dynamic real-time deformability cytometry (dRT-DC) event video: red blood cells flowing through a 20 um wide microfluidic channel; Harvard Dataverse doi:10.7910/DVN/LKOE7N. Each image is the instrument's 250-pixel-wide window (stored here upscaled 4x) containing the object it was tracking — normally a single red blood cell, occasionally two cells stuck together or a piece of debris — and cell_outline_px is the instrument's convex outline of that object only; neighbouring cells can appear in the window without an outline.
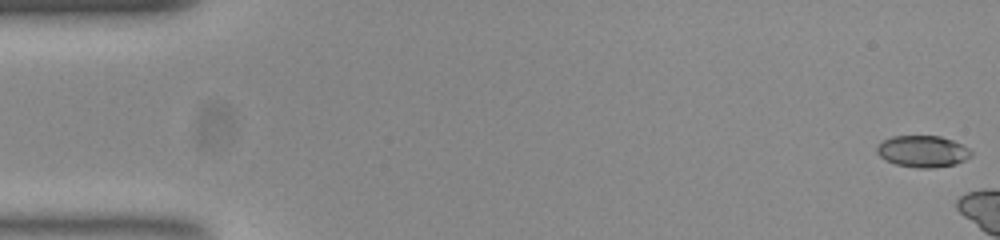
{"species": "common noctule bat (a hibernating species)", "species_latin": "Nyctalus noctula", "temperature_condition": "room temperature", "stored_images_in_passage": 5, "camera_frame_rate_fps": 3000, "um_per_image_px": 0.085, "animal": {"sex": "female", "body_mass_g": 23.0, "forearm_length_mm": 53.4}, "frame": {"image": 1, "passage_image": 1, "time_ms": 0.0, "image_size_px": [1000, 240], "cell_outline_px": [[972, 156], [956, 164], [932, 168], [916, 168], [896, 164], [884, 160], [876, 152], [876, 144], [892, 136], [940, 136], [952, 140], [968, 148], [972, 152]], "centroid_in_image_um": [78.4, 12.87], "position_along_channel_um": 6.6, "area_um2": 17.46}}